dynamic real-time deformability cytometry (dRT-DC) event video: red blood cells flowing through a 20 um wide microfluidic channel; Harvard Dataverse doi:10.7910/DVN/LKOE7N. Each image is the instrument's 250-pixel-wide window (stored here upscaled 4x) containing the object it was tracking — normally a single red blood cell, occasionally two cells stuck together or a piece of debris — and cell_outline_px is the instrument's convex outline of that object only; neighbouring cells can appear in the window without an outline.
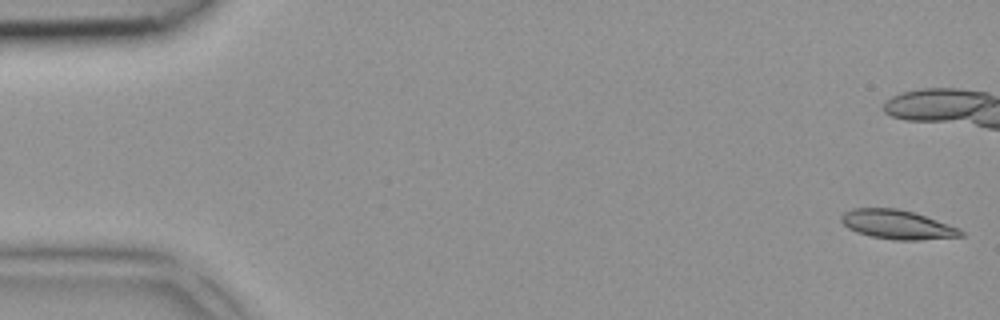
{"species": "common noctule bat (a hibernating species)", "species_latin": "Nyctalus noctula", "temperature_condition": "room temperature", "stored_images_in_passage": 8, "camera_frame_rate_fps": 3000, "um_per_image_px": 0.085, "animal": {"sex": "female", "body_mass_g": 18.4}, "frame": {"image": 1, "passage_image": 1, "time_ms": 0.0, "image_size_px": [1000, 320], "cell_outline_px": [[964, 236], [916, 240], [892, 240], [872, 236], [856, 232], [848, 228], [840, 220], [840, 216], [844, 212], [852, 208], [896, 208], [912, 212], [960, 228], [964, 232]], "centroid_in_image_um": [76.24, 19.09], "position_along_channel_um": 8.8, "area_um2": 20.17}}